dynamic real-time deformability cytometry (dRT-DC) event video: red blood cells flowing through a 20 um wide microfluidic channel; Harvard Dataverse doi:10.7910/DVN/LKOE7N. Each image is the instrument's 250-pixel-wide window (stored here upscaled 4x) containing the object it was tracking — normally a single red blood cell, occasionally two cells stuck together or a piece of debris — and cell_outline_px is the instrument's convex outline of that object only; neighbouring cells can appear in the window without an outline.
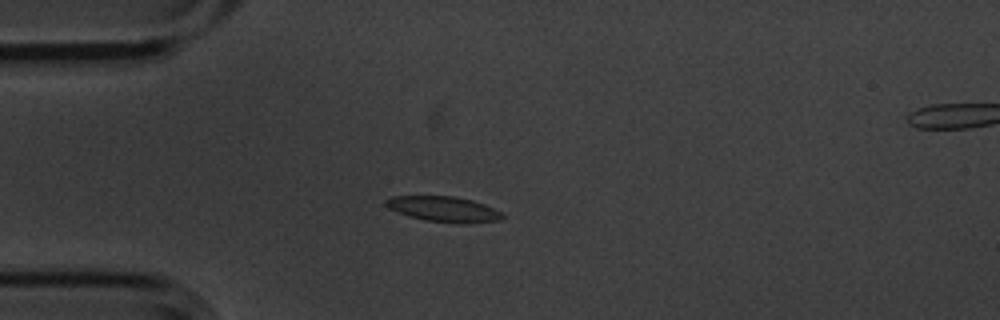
{"species": "common noctule bat (a hibernating species)", "species_latin": "Nyctalus noctula", "temperature_condition": "cold", "stored_images_in_passage": 5, "camera_frame_rate_fps": 3000, "um_per_image_px": 0.085, "animal": {"sex": "male", "body_mass_g": 20.1, "forearm_length_mm": 53.5}, "frame": {"image": 1, "passage_image": 4, "time_ms": 1.0, "image_size_px": [1000, 320], "cell_outline_px": [[504, 216], [500, 220], [468, 224], [464, 224], [424, 220], [408, 216], [388, 208], [384, 204], [384, 200], [392, 196], [452, 196], [472, 200], [484, 204], [500, 212]], "centroid_in_image_um": [37.69, 17.78], "position_along_channel_um": 47.3, "area_um2": 17.28}}